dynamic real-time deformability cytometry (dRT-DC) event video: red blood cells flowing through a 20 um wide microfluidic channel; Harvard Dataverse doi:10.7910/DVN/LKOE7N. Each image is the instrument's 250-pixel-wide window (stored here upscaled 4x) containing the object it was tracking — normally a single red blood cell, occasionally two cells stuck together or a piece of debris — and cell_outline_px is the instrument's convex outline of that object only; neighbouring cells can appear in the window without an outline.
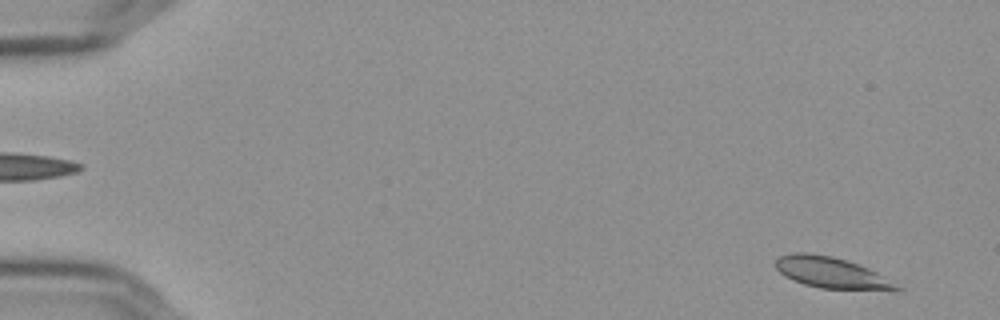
{"species": "Egyptian fruit bat (a non-hibernating species)", "species_latin": "Rousettus aegyptiacus", "temperature_condition": "cold", "stored_images_in_passage": 56, "camera_frame_rate_fps": 3000, "um_per_image_px": 0.085, "frame": {"image": 1, "passage_image": 3, "time_ms": 0.667, "image_size_px": [1000, 320], "cell_outline_px": [[904, 288], [820, 288], [804, 284], [792, 280], [784, 276], [776, 268], [776, 260], [780, 256], [792, 252], [808, 252], [832, 256], [868, 268], [876, 272]], "centroid_in_image_um": [70.52, 23.13], "position_along_channel_um": 14.5, "area_um2": 21.04}}
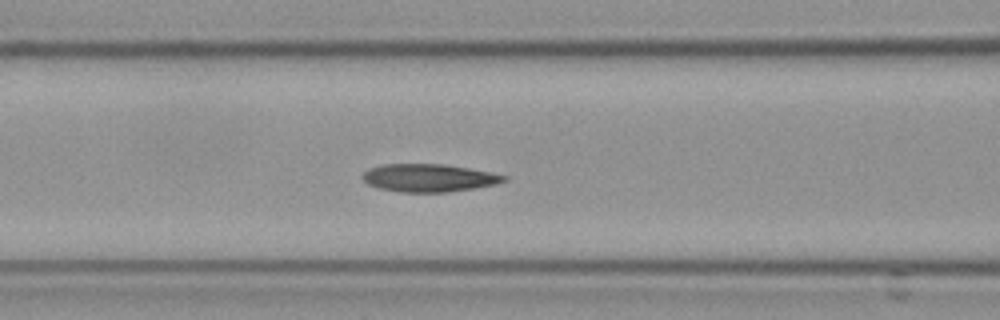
{"frame": {"image": 2, "passage_image": 24, "time_ms": 7.667, "image_size_px": [1000, 320], "cell_outline_px": [[508, 180], [496, 184], [448, 192], [400, 192], [376, 188], [368, 184], [360, 176], [368, 168], [384, 164], [444, 164], [492, 172], [508, 176]], "centroid_in_image_um": [36.43, 15.12], "position_along_channel_um": 130.2, "area_um2": 23.06}}
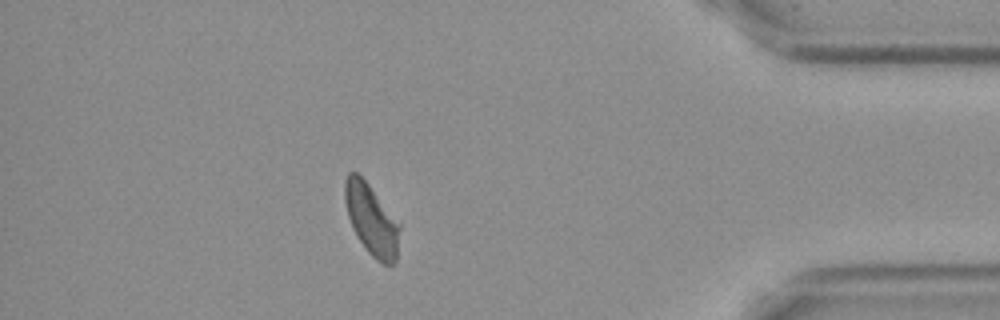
{"frame": {"image": 3, "passage_image": 50, "time_ms": 16.333, "image_size_px": [1000, 320], "cell_outline_px": [[400, 228], [396, 260], [392, 264], [384, 264], [376, 260], [368, 252], [352, 228], [348, 216], [344, 200], [344, 184], [348, 172], [356, 172], [368, 184], [400, 224]], "centroid_in_image_um": [31.56, 18.68], "position_along_channel_um": 403.6, "area_um2": 22.31}, "authors_computed_cell_mechanics": {"area_um2": 22.7443, "velocity_mm_per_s": 3.5772, "shape_relaxation_time_tau1_ms": null, "shape_relaxation_time_tau2_ms": 4.0734, "deformation_change_tau1": null, "deformation_change_tau2": 0.0946}}